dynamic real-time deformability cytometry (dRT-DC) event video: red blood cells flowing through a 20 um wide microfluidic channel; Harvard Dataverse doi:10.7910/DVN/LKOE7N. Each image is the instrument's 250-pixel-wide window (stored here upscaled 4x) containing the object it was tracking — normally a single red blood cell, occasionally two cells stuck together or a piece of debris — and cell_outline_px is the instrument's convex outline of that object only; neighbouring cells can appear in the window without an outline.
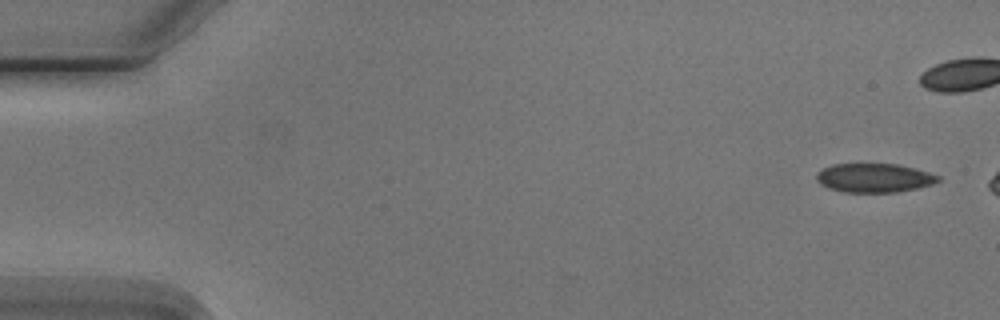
{"species": "Egyptian fruit bat (a non-hibernating species)", "species_latin": "Rousettus aegyptiacus", "temperature_condition": "cold", "stored_images_in_passage": 6, "camera_frame_rate_fps": 3000, "um_per_image_px": 0.085, "animal": {"sex": "male"}, "frame": {"image": 1, "passage_image": 1, "time_ms": 0.0, "image_size_px": [1000, 320], "cell_outline_px": [[940, 180], [932, 184], [916, 188], [896, 192], [844, 192], [828, 188], [820, 184], [816, 180], [816, 172], [832, 164], [896, 164], [928, 172], [940, 176]], "centroid_in_image_um": [74.26, 15.12], "position_along_channel_um": 10.7, "area_um2": 20.4}}